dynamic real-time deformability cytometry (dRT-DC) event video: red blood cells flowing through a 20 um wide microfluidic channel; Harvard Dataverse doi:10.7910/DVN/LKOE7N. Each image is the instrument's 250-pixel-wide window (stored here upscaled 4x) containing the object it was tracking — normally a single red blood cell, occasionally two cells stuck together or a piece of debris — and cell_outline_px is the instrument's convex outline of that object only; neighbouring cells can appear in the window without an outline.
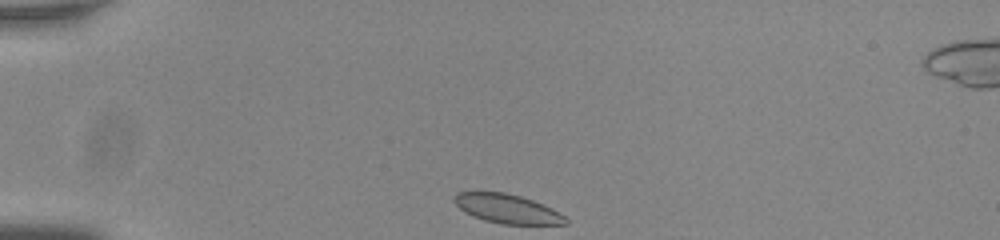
{"species": "common noctule bat (a hibernating species)", "species_latin": "Nyctalus noctula", "temperature_condition": "room temperature", "stored_images_in_passage": 9, "camera_frame_rate_fps": 3000, "um_per_image_px": 0.085, "animal": {"sex": "male", "body_mass_g": 20.0, "forearm_length_mm": 53.3}, "frame": {"image": 1, "passage_image": 1, "time_ms": 0.0, "image_size_px": [1000, 240], "cell_outline_px": [[568, 224], [500, 224], [484, 220], [472, 216], [464, 212], [452, 200], [456, 192], [504, 192], [520, 196], [532, 200], [552, 208], [564, 216], [568, 220]], "centroid_in_image_um": [43.09, 17.74], "position_along_channel_um": 41.9, "area_um2": 18.84}}
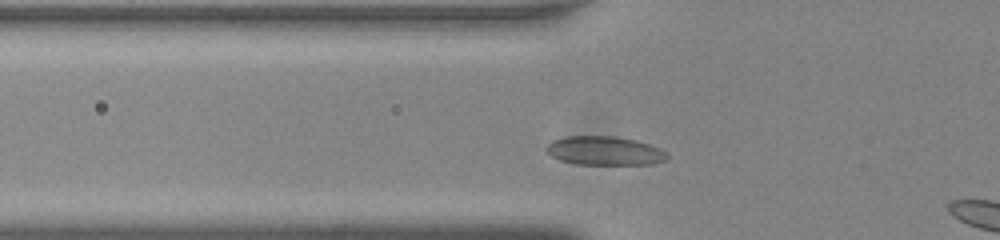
{"frame": {"image": 2, "passage_image": 7, "time_ms": 2.0, "image_size_px": [1000, 240], "cell_outline_px": [[668, 160], [652, 164], [576, 164], [560, 160], [552, 156], [544, 148], [552, 140], [564, 136], [616, 136], [636, 140], [660, 148], [668, 152]], "centroid_in_image_um": [51.41, 12.81], "position_along_channel_um": 74.4, "area_um2": 20.46}}